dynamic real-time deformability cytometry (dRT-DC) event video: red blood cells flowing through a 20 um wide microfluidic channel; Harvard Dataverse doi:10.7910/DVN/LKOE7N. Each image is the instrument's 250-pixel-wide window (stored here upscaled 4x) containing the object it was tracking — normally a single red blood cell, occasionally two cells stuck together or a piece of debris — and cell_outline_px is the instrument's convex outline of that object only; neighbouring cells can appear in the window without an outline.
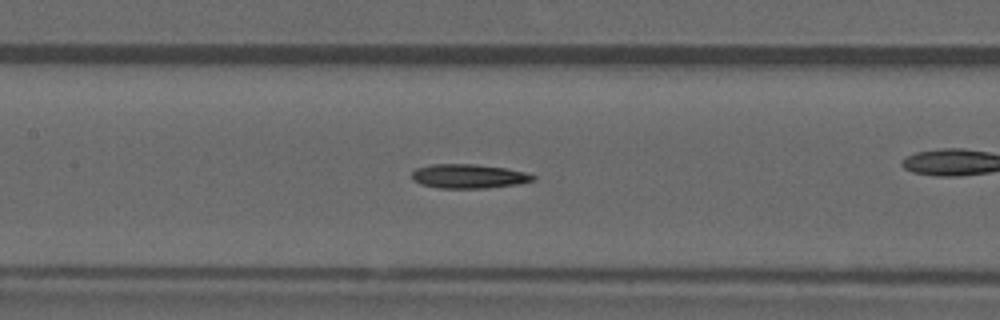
{"species": "common noctule bat (a hibernating species)", "species_latin": "Nyctalus noctula", "temperature_condition": "warm", "stored_images_in_passage": 40, "camera_frame_rate_fps": 3000, "um_per_image_px": 0.085, "animal": {"sex": "male", "forearm_length_mm": 52.5}, "frame": {"image": 1, "passage_image": 18, "time_ms": 5.667, "image_size_px": [1000, 320], "cell_outline_px": [[536, 180], [520, 184], [488, 188], [440, 188], [420, 184], [412, 180], [412, 172], [416, 168], [432, 164], [476, 164], [504, 168], [524, 172], [536, 176]], "centroid_in_image_um": [39.84, 14.98], "position_along_channel_um": 167.6, "area_um2": 17.17}}